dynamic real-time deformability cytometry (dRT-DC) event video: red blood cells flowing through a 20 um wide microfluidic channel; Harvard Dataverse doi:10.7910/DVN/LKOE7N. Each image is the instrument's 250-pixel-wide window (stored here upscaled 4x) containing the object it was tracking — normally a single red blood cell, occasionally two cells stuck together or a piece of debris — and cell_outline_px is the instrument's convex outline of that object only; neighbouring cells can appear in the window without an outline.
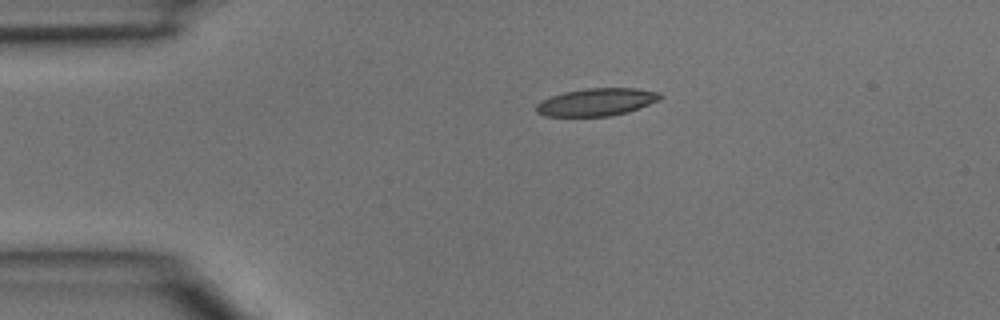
{"species": "common noctule bat (a hibernating species)", "species_latin": "Nyctalus noctula", "temperature_condition": "room temperature", "stored_images_in_passage": 2, "camera_frame_rate_fps": 3000, "um_per_image_px": 0.085, "animal": {"sex": "male", "body_mass_g": 15.6}, "frame": {"image": 1, "passage_image": 2, "time_ms": 0.333, "image_size_px": [1000, 320], "cell_outline_px": [[664, 96], [660, 100], [628, 112], [608, 116], [544, 116], [536, 112], [536, 104], [540, 100], [564, 92], [584, 88], [636, 88], [660, 92]], "centroid_in_image_um": [50.72, 8.67], "position_along_channel_um": 34.3, "area_um2": 20.06}}